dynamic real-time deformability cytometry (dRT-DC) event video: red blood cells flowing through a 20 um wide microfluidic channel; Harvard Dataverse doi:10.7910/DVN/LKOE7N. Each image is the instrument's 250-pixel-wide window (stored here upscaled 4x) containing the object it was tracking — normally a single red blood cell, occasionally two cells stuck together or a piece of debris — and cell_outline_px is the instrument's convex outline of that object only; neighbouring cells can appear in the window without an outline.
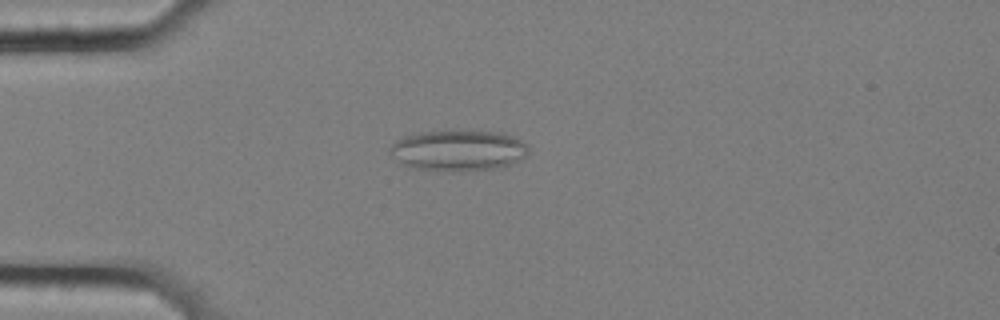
{"species": "common noctule bat (a hibernating species)", "species_latin": "Nyctalus noctula", "temperature_condition": "cold", "stored_images_in_passage": 51, "camera_frame_rate_fps": 3000, "um_per_image_px": 0.085, "animal": {"sex": "female", "body_mass_g": 25.1}, "frame": {"image": 1, "passage_image": 9, "time_ms": 2.667, "image_size_px": [1000, 320], "cell_outline_px": [[528, 156], [512, 164], [496, 168], [460, 172], [448, 172], [416, 168], [404, 164], [388, 152], [392, 144], [396, 140], [404, 136], [420, 132], [504, 132], [528, 144]], "centroid_in_image_um": [39.0, 12.81], "position_along_channel_um": 46.0, "area_um2": 32.89}}
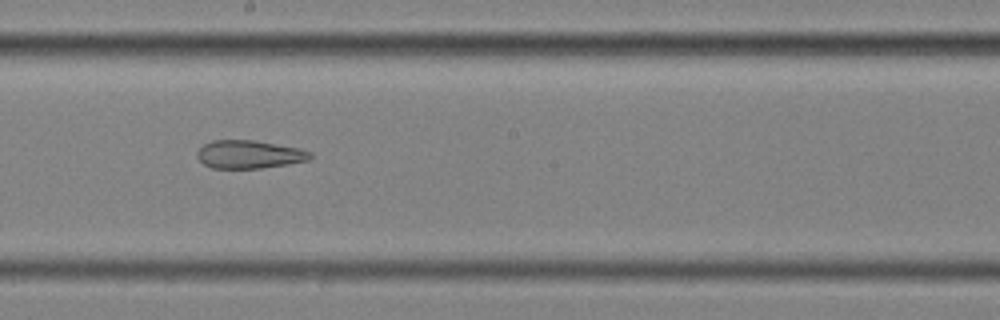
{"frame": {"image": 2, "passage_image": 26, "time_ms": 8.333, "image_size_px": [1000, 320], "cell_outline_px": [[312, 156], [308, 160], [288, 164], [260, 168], [212, 168], [204, 164], [196, 156], [196, 152], [204, 144], [212, 140], [252, 140], [300, 148], [312, 152]], "centroid_in_image_um": [21.17, 13.12], "position_along_channel_um": 227.0, "area_um2": 18.5}}
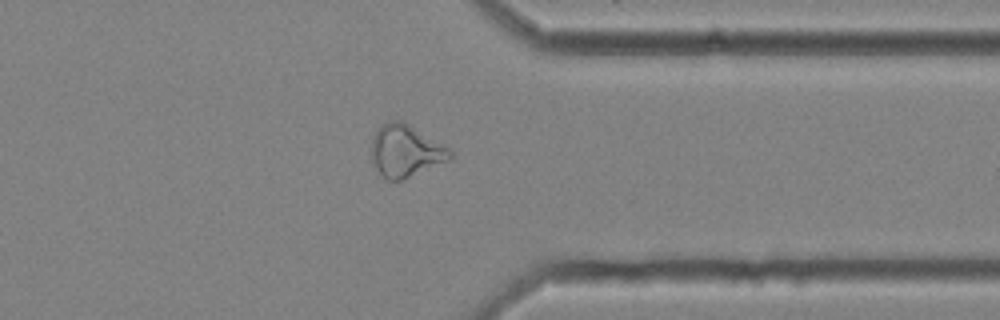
{"frame": {"image": 3, "passage_image": 39, "time_ms": 12.667, "image_size_px": [1000, 320], "cell_outline_px": [[452, 156], [448, 160], [400, 180], [388, 180], [376, 168], [372, 160], [368, 148], [372, 136], [380, 124], [388, 120], [404, 120], [452, 148]], "centroid_in_image_um": [34.44, 12.75], "position_along_channel_um": 377.0, "area_um2": 24.39}, "authors_computed_cell_mechanics": {"area_um2": 24.3916, "velocity_mm_per_s": 3.53, "shape_relaxation_time_tau1_ms": null, "shape_relaxation_time_tau2_ms": 3.2086, "deformation_change_tau1": null, "deformation_change_tau2": 0.1312}}